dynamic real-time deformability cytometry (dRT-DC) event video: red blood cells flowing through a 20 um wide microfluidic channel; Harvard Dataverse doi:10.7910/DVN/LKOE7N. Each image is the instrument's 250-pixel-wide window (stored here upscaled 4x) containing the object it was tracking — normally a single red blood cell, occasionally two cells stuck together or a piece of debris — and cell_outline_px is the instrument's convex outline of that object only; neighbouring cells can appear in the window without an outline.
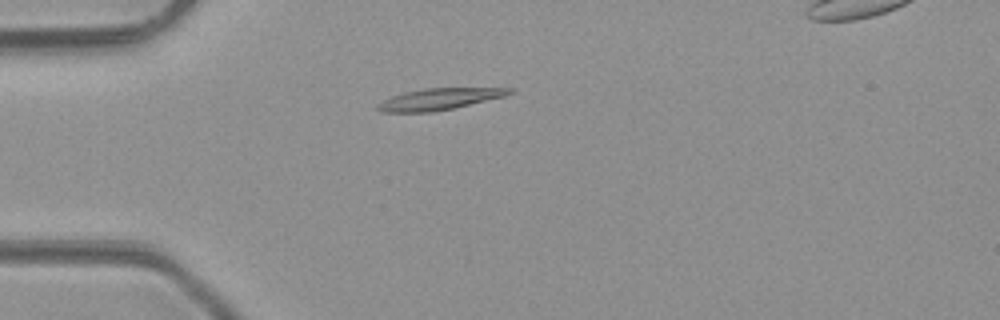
{"species": "common noctule bat (a hibernating species)", "species_latin": "Nyctalus noctula", "temperature_condition": "room temperature", "stored_images_in_passage": 3, "camera_frame_rate_fps": 3000, "um_per_image_px": 0.085, "animal": {"sex": "male", "body_mass_g": 23.1, "forearm_length_mm": 52.7}, "frame": {"image": 1, "passage_image": 1, "time_ms": 0.0, "image_size_px": [1000, 320], "cell_outline_px": [[516, 88], [512, 92], [504, 96], [452, 108], [432, 112], [384, 112], [376, 108], [376, 104], [392, 96], [404, 92], [424, 88]], "centroid_in_image_um": [37.3, 8.41], "position_along_channel_um": 47.7, "area_um2": 16.24}}
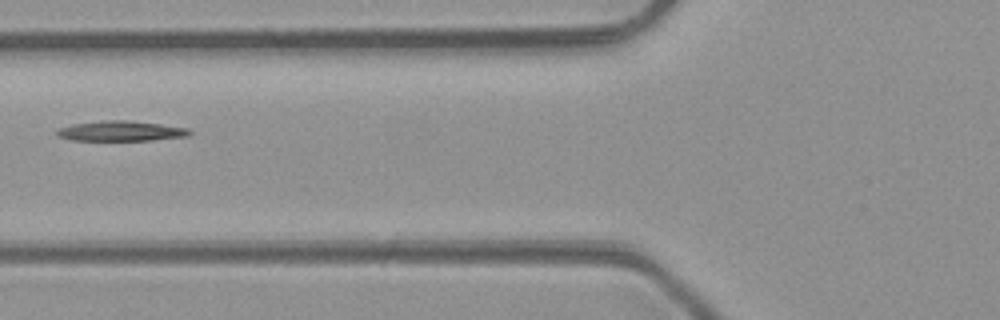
{"frame": {"image": 2, "passage_image": 3, "time_ms": 2.0, "image_size_px": [1000, 320], "cell_outline_px": [[192, 132], [188, 136], [152, 140], [72, 140], [60, 136], [56, 132], [56, 128], [72, 124], [104, 120], [124, 120], [160, 124], [188, 128]], "centroid_in_image_um": [10.27, 11.13], "position_along_channel_um": 115.5, "area_um2": 15.43}}